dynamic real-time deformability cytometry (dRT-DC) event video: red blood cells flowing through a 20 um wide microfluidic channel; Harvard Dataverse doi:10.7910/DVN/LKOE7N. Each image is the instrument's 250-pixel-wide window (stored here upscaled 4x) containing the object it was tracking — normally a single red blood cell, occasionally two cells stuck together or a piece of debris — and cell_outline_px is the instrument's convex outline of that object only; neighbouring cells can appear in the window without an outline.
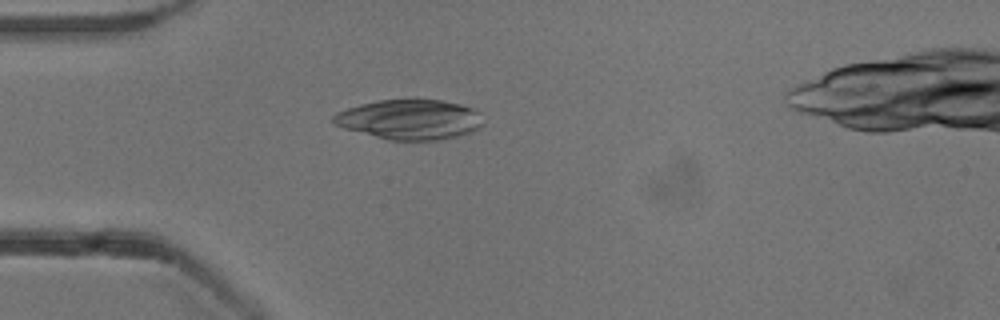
{"species": "common noctule bat (a hibernating species)", "species_latin": "Nyctalus noctula", "temperature_condition": "cold", "stored_images_in_passage": 53, "camera_frame_rate_fps": 3000, "um_per_image_px": 0.085, "animal": {"sex": "male", "body_mass_g": 13.3}, "frame": {"image": 1, "passage_image": 14, "time_ms": 4.333, "image_size_px": [1000, 320], "cell_outline_px": [[480, 128], [472, 132], [456, 136], [436, 140], [388, 140], [344, 128], [332, 124], [332, 116], [336, 112], [360, 104], [376, 100], [408, 96], [416, 96], [444, 100], [476, 108], [480, 112]], "centroid_in_image_um": [34.82, 10.1], "position_along_channel_um": 50.2, "area_um2": 35.95}}
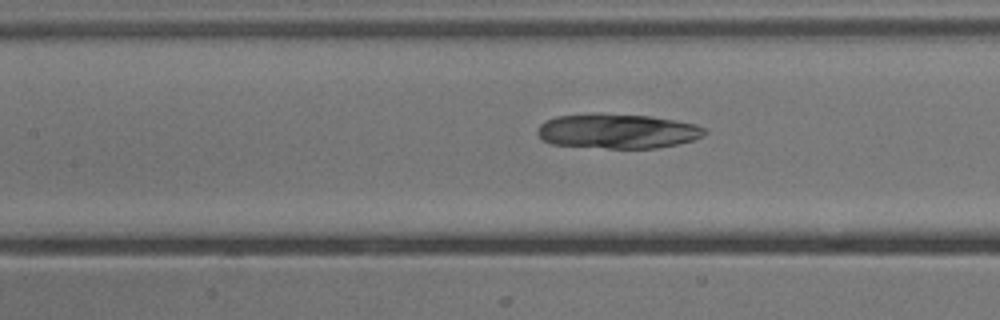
{"frame": {"image": 2, "passage_image": 23, "time_ms": 7.333, "image_size_px": [1000, 320], "cell_outline_px": [[708, 132], [704, 136], [692, 140], [676, 144], [656, 148], [608, 148], [552, 144], [544, 140], [536, 132], [540, 124], [556, 116], [652, 116], [676, 120], [696, 124], [704, 128]], "centroid_in_image_um": [52.56, 11.18], "position_along_channel_um": 154.8, "area_um2": 32.66}}
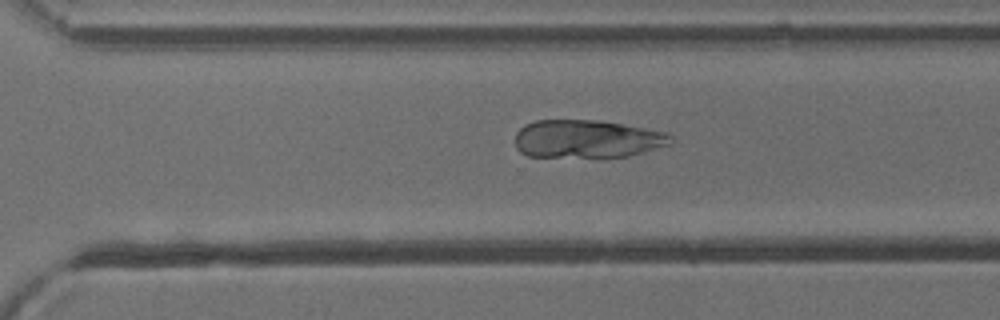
{"frame": {"image": 3, "passage_image": 36, "time_ms": 11.667, "image_size_px": [1000, 320], "cell_outline_px": [[672, 140], [668, 144], [628, 156], [600, 160], [528, 156], [520, 152], [516, 148], [516, 132], [524, 124], [536, 120], [596, 120], [668, 132], [672, 136]], "centroid_in_image_um": [49.85, 11.85], "position_along_channel_um": 320.8, "area_um2": 35.43}}